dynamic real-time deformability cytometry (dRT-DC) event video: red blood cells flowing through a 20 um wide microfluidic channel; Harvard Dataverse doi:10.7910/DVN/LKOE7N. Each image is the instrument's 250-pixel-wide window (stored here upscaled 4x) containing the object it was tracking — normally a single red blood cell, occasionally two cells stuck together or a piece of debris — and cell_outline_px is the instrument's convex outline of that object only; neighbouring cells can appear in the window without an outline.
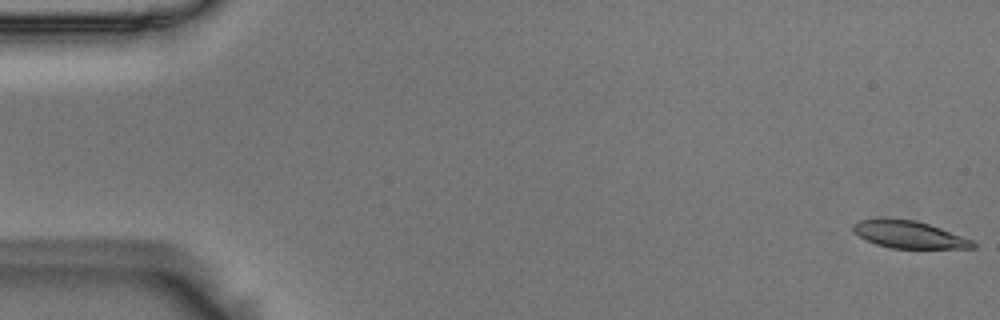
{"species": "Egyptian fruit bat (a non-hibernating species)", "species_latin": "Rousettus aegyptiacus", "temperature_condition": "room temperature", "stored_images_in_passage": 5, "camera_frame_rate_fps": 3000, "um_per_image_px": 0.085, "animal": {"sex": "male"}, "frame": {"image": 1, "passage_image": 1, "time_ms": 0.0, "image_size_px": [1000, 320], "cell_outline_px": [[976, 248], [892, 248], [876, 244], [864, 240], [852, 232], [852, 224], [860, 220], [916, 220], [940, 228], [972, 240], [976, 244]], "centroid_in_image_um": [77.25, 19.96], "position_along_channel_um": 7.8, "area_um2": 18.61}}
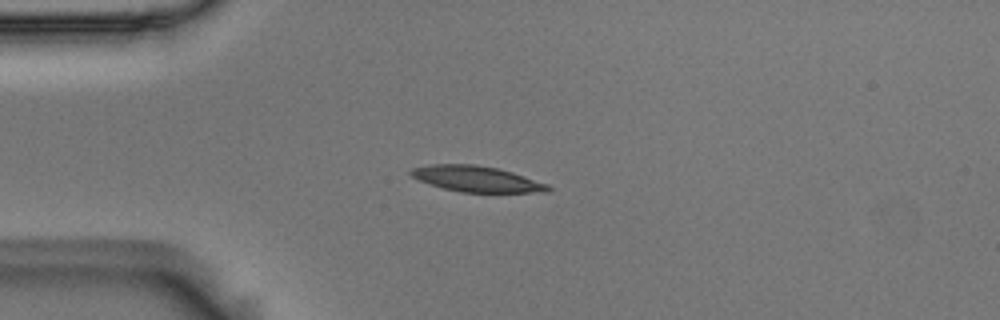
{"frame": {"image": 2, "passage_image": 4, "time_ms": 1.0, "image_size_px": [1000, 320], "cell_outline_px": [[552, 188], [548, 192], [460, 192], [444, 188], [420, 180], [412, 176], [408, 172], [412, 168], [432, 164], [472, 164], [496, 168], [512, 172], [548, 184]], "centroid_in_image_um": [40.53, 15.21], "position_along_channel_um": 44.5, "area_um2": 20.35}}